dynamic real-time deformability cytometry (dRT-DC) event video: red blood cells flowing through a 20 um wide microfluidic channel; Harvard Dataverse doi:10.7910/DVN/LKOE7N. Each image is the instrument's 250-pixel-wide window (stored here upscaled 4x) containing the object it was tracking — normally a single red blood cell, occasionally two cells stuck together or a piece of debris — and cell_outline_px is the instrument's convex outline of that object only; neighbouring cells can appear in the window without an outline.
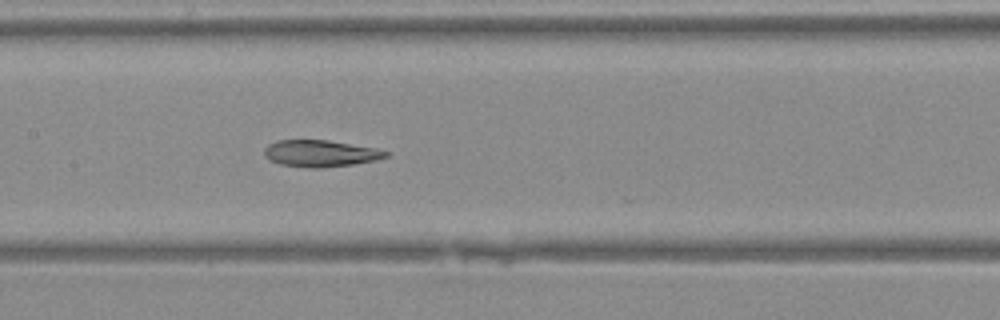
{"species": "Egyptian fruit bat (a non-hibernating species)", "species_latin": "Rousettus aegyptiacus", "temperature_condition": "warm", "stored_images_in_passage": 17, "camera_frame_rate_fps": 3000, "um_per_image_px": 0.085, "animal": {"sex": "female"}, "frame": {"image": 1, "passage_image": 10, "time_ms": 3.0, "image_size_px": [1000, 320], "cell_outline_px": [[388, 156], [376, 160], [352, 164], [320, 168], [312, 168], [280, 164], [268, 160], [264, 156], [264, 148], [268, 144], [276, 140], [328, 140], [376, 148], [388, 152]], "centroid_in_image_um": [27.19, 13.04], "position_along_channel_um": 180.2, "area_um2": 18.9}}
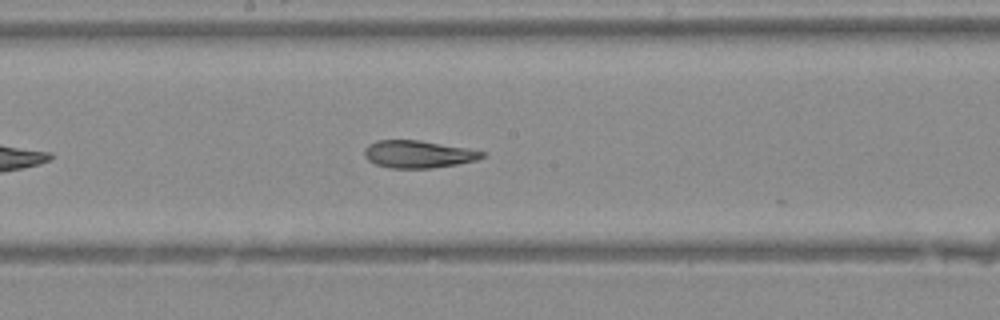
{"frame": {"image": 2, "passage_image": 12, "time_ms": 3.667, "image_size_px": [1000, 320], "cell_outline_px": [[484, 156], [476, 160], [456, 164], [432, 168], [392, 168], [376, 164], [368, 160], [364, 156], [364, 148], [368, 144], [376, 140], [420, 140], [464, 148], [484, 152]], "centroid_in_image_um": [35.48, 13.1], "position_along_channel_um": 212.7, "area_um2": 18.61}}
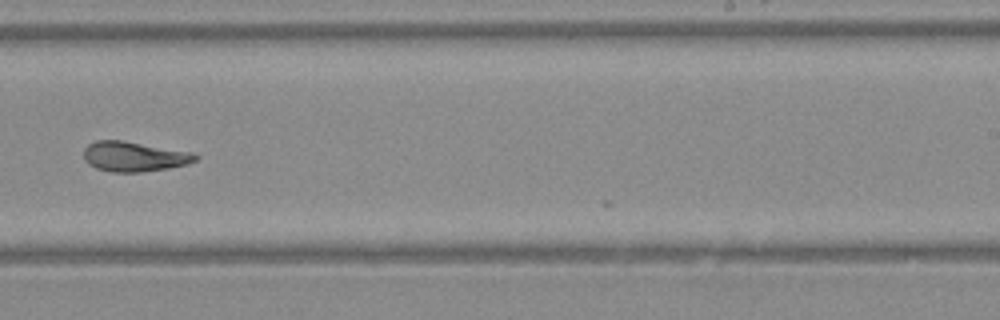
{"frame": {"image": 3, "passage_image": 16, "time_ms": 5.0, "image_size_px": [1000, 320], "cell_outline_px": [[200, 156], [196, 160], [188, 164], [168, 168], [140, 172], [112, 172], [96, 168], [88, 164], [84, 160], [84, 148], [88, 144], [96, 140], [120, 140], [196, 152]], "centroid_in_image_um": [11.43, 13.3], "position_along_channel_um": 277.6, "area_um2": 19.71}}